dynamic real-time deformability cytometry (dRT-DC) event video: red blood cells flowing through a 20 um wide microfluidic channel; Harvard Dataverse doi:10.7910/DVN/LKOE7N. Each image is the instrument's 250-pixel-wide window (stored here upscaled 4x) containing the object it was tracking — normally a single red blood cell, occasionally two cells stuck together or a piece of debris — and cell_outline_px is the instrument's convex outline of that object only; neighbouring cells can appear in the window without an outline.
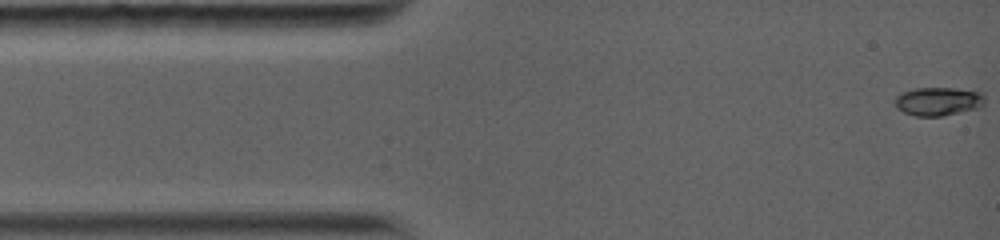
{"species": "common noctule bat (a hibernating species)", "species_latin": "Nyctalus noctula", "temperature_condition": "warm", "stored_images_in_passage": 41, "camera_frame_rate_fps": 5000, "um_per_image_px": 0.085, "animal": {"sex": "female", "body_mass_g": 19.0, "forearm_length_mm": 56.7}, "frame": {"image": 1, "passage_image": 1, "time_ms": 0.0, "image_size_px": [1000, 240], "cell_outline_px": [[984, 104], [980, 108], [944, 116], [916, 116], [904, 112], [896, 108], [896, 100], [904, 92], [920, 88], [948, 88], [976, 92], [984, 96]], "centroid_in_image_um": [79.78, 8.65], "position_along_channel_um": 5.2, "area_um2": 14.51}}
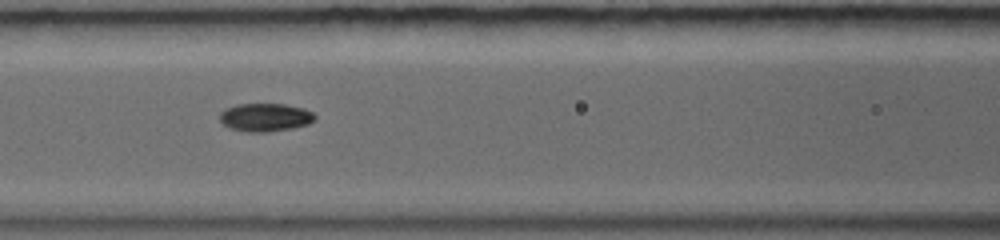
{"frame": {"image": 2, "passage_image": 24, "time_ms": 5.4, "image_size_px": [1000, 240], "cell_outline_px": [[316, 116], [308, 124], [292, 128], [264, 132], [248, 132], [232, 128], [224, 124], [220, 120], [220, 116], [228, 108], [240, 104], [284, 104], [300, 108], [312, 112]], "centroid_in_image_um": [22.57, 9.98], "position_along_channel_um": 144.0, "area_um2": 15.09}}
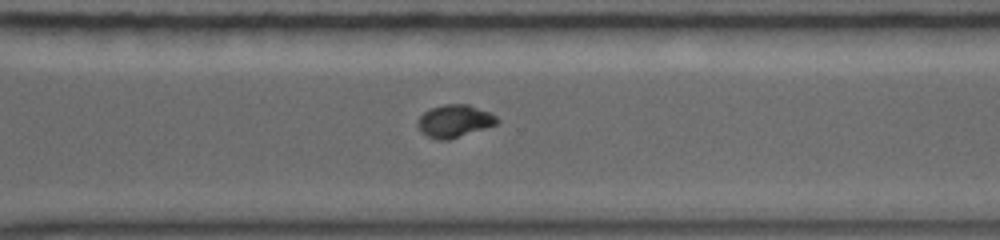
{"frame": {"image": 3, "passage_image": 41, "time_ms": 10.0, "image_size_px": [1000, 240], "cell_outline_px": [[496, 124], [448, 140], [440, 140], [428, 136], [420, 128], [420, 116], [424, 112], [432, 108], [448, 104], [468, 104], [488, 112], [496, 116]], "centroid_in_image_um": [38.65, 10.28], "position_along_channel_um": 332.0, "area_um2": 14.33}}